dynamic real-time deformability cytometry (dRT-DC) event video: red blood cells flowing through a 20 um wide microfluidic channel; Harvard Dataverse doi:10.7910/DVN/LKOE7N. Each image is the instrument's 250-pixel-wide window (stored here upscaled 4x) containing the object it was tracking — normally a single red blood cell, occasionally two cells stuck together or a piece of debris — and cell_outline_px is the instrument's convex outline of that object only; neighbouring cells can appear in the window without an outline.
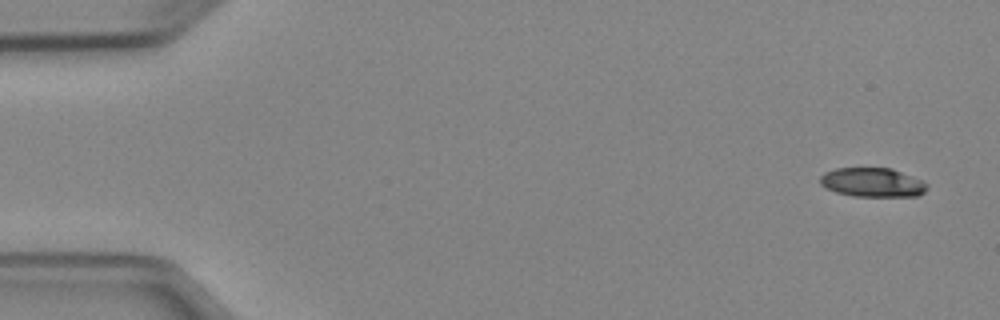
{"species": "Egyptian fruit bat (a non-hibernating species)", "species_latin": "Rousettus aegyptiacus", "temperature_condition": "cold", "stored_images_in_passage": 4, "camera_frame_rate_fps": 3000, "um_per_image_px": 0.085, "animal": {"sex": "female"}, "frame": {"image": 1, "passage_image": 1, "time_ms": 0.0, "image_size_px": [1000, 320], "cell_outline_px": [[928, 188], [920, 196], [852, 196], [836, 192], [820, 184], [820, 176], [824, 172], [836, 168], [892, 168], [924, 180], [928, 184]], "centroid_in_image_um": [74.2, 15.5], "position_along_channel_um": 10.8, "area_um2": 18.32}}
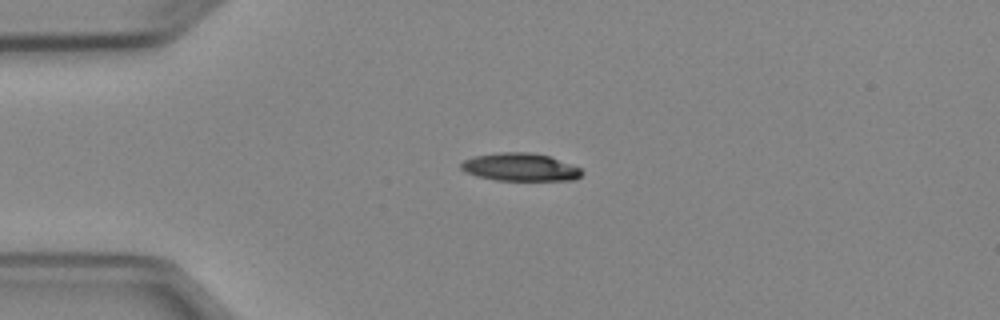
{"frame": {"image": 2, "passage_image": 4, "time_ms": 3.333, "image_size_px": [1000, 320], "cell_outline_px": [[584, 172], [576, 180], [496, 180], [476, 176], [464, 172], [460, 168], [460, 164], [464, 160], [476, 156], [500, 152], [528, 152], [548, 156], [580, 168]], "centroid_in_image_um": [44.19, 14.21], "position_along_channel_um": 40.8, "area_um2": 19.48}}